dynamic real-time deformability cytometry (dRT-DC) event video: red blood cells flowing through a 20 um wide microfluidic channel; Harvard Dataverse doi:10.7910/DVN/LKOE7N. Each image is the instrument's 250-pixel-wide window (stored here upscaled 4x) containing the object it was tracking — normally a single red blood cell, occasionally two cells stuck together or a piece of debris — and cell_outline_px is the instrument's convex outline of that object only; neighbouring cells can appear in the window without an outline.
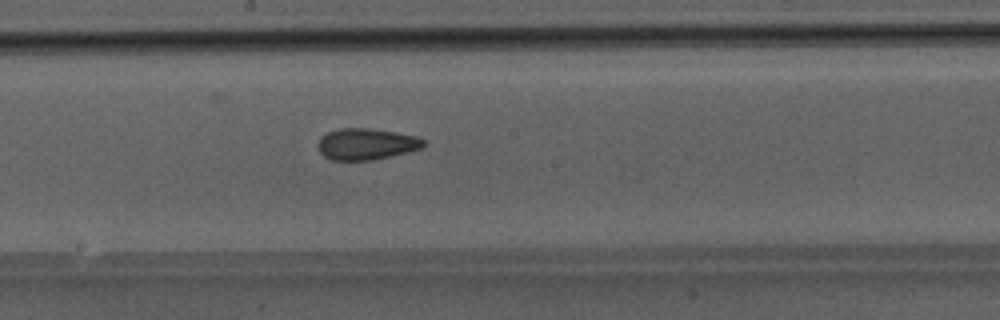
{"species": "Egyptian fruit bat (a non-hibernating species)", "species_latin": "Rousettus aegyptiacus", "temperature_condition": "room temperature", "stored_images_in_passage": 27, "camera_frame_rate_fps": 3000, "um_per_image_px": 0.085, "animal": {"sex": "male"}, "frame": {"image": 1, "passage_image": 15, "time_ms": 4.667, "image_size_px": [1000, 320], "cell_outline_px": [[424, 148], [408, 152], [372, 160], [332, 160], [324, 156], [320, 152], [316, 144], [320, 136], [328, 132], [340, 128], [368, 128], [396, 132], [416, 136], [424, 140]], "centroid_in_image_um": [31.12, 12.24], "position_along_channel_um": 217.1, "area_um2": 19.42}}
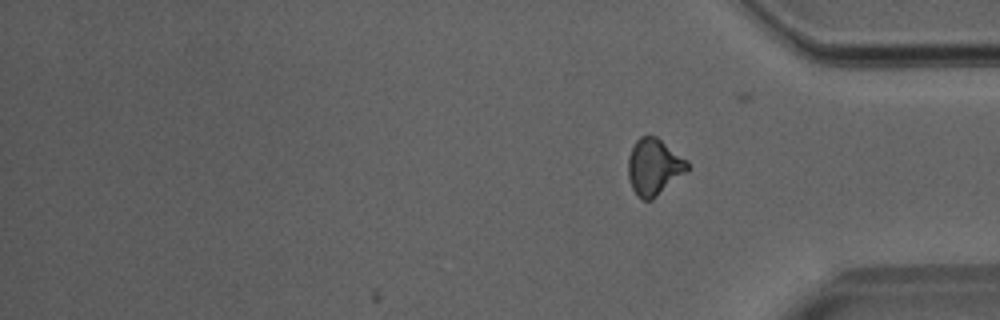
{"frame": {"image": 2, "passage_image": 27, "time_ms": 8.667, "image_size_px": [1000, 320], "cell_outline_px": [[688, 172], [652, 200], [644, 200], [632, 188], [628, 176], [628, 156], [636, 140], [640, 136], [656, 136], [688, 160]], "centroid_in_image_um": [55.61, 14.18], "position_along_channel_um": 379.6, "area_um2": 19.54}}